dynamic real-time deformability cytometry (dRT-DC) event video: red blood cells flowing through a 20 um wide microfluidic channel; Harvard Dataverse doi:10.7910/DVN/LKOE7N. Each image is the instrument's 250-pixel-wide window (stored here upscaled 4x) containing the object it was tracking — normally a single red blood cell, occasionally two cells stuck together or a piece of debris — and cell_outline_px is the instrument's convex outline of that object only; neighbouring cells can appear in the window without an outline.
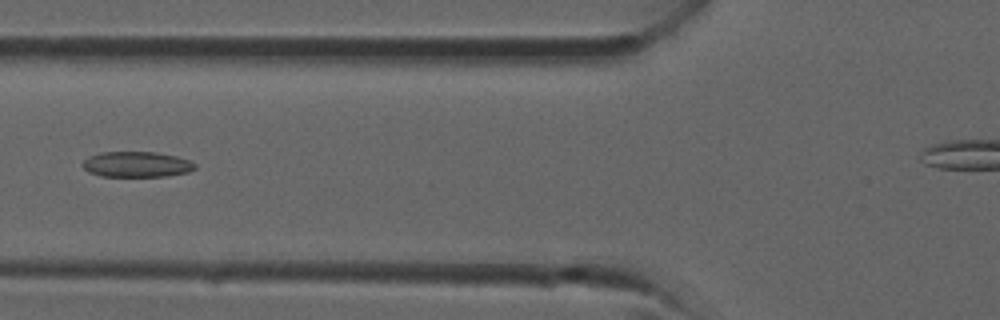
{"species": "common noctule bat (a hibernating species)", "species_latin": "Nyctalus noctula", "temperature_condition": "room temperature", "stored_images_in_passage": 32, "camera_frame_rate_fps": 3000, "um_per_image_px": 0.085, "animal": {"sex": "male", "forearm_length_mm": 52.5}, "frame": {"image": 1, "passage_image": 14, "time_ms": 4.333, "image_size_px": [1000, 320], "cell_outline_px": [[196, 168], [188, 172], [164, 176], [100, 176], [88, 172], [80, 164], [88, 156], [100, 152], [156, 152], [176, 156], [192, 160], [196, 164]], "centroid_in_image_um": [11.61, 13.96], "position_along_channel_um": 114.2, "area_um2": 16.88}}